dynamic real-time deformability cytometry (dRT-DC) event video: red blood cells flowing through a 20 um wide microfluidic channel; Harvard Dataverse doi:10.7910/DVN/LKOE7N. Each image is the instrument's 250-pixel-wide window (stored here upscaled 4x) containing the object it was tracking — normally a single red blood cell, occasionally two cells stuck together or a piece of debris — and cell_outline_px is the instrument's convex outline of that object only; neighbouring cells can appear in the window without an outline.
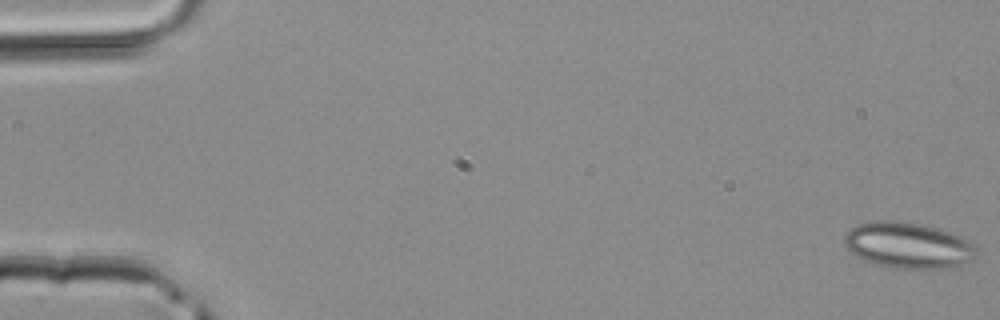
{"species": "common noctule bat (a hibernating species)", "species_latin": "Nyctalus noctula", "temperature_condition": "room temperature", "stored_images_in_passage": 43, "camera_frame_rate_fps": 3000, "um_per_image_px": 0.085, "animal": {"sex": "male", "body_mass_g": 20.4}, "frame": {"image": 1, "passage_image": 1, "time_ms": 0.0, "image_size_px": [1000, 320], "cell_outline_px": [[980, 256], [960, 268], [892, 268], [872, 264], [848, 252], [844, 244], [844, 236], [856, 224], [876, 220], [892, 220], [920, 224], [936, 228], [972, 240], [976, 244], [980, 252]], "centroid_in_image_um": [77.27, 20.88], "position_along_channel_um": 7.7, "area_um2": 36.36}}
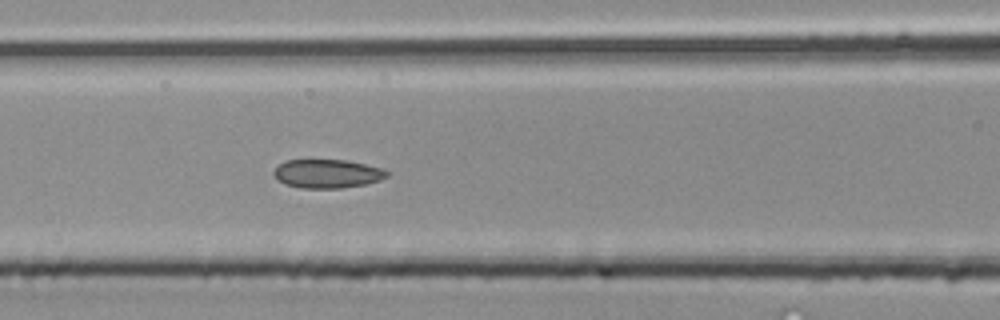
{"frame": {"image": 2, "passage_image": 19, "time_ms": 6.0, "image_size_px": [1000, 320], "cell_outline_px": [[392, 172], [388, 176], [380, 180], [364, 184], [340, 188], [300, 188], [284, 184], [272, 172], [284, 160], [348, 160], [380, 168]], "centroid_in_image_um": [27.84, 14.76], "position_along_channel_um": 138.8, "area_um2": 18.84}}
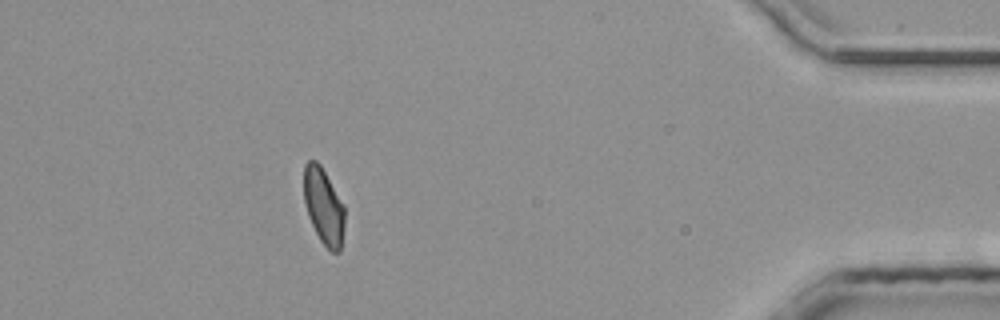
{"frame": {"image": 3, "passage_image": 39, "time_ms": 12.667, "image_size_px": [1000, 320], "cell_outline_px": [[344, 228], [340, 252], [332, 252], [320, 240], [308, 216], [304, 200], [304, 164], [308, 160], [316, 160], [320, 164], [344, 204]], "centroid_in_image_um": [27.51, 17.52], "position_along_channel_um": 407.7, "area_um2": 18.09}}